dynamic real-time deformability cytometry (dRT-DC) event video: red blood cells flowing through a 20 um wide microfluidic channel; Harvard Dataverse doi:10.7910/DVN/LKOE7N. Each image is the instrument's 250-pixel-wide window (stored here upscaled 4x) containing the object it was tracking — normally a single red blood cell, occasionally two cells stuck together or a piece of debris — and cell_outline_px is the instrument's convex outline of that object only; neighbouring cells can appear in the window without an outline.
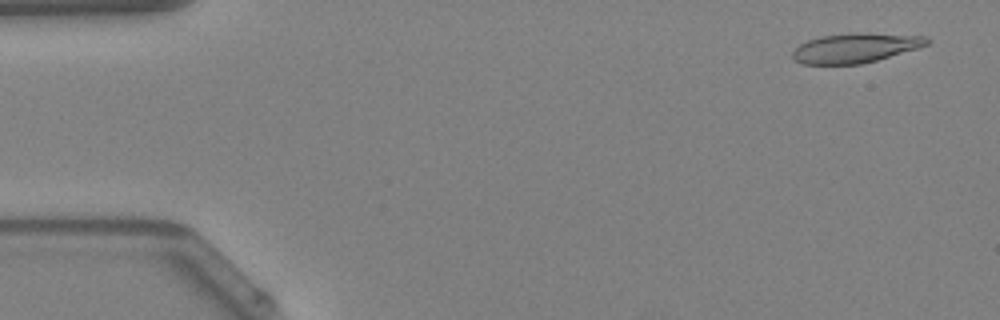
{"species": "Egyptian fruit bat (a non-hibernating species)", "species_latin": "Rousettus aegyptiacus", "temperature_condition": "warm", "stored_images_in_passage": 48, "camera_frame_rate_fps": 3000, "um_per_image_px": 0.085, "animal": {"sex": "female"}, "frame": {"image": 1, "passage_image": 3, "time_ms": 0.667, "image_size_px": [1000, 320], "cell_outline_px": [[932, 40], [928, 44], [916, 48], [876, 60], [860, 64], [804, 64], [796, 60], [792, 56], [792, 52], [800, 44], [808, 40], [820, 36], [852, 32], [868, 32], [928, 36]], "centroid_in_image_um": [72.73, 4.05], "position_along_channel_um": 12.3, "area_um2": 23.24}}
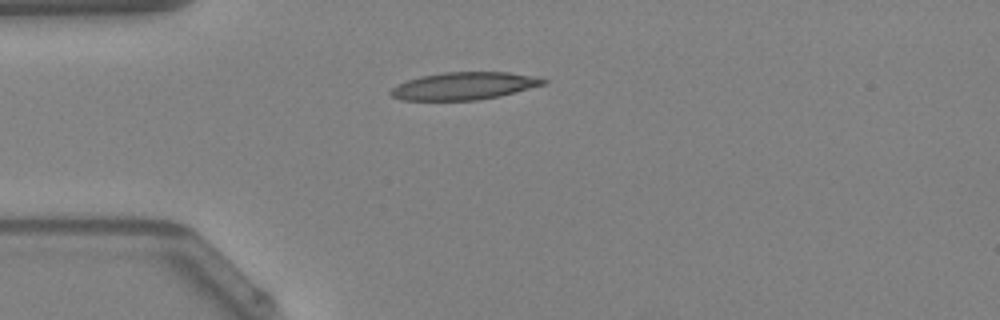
{"frame": {"image": 2, "passage_image": 13, "time_ms": 4.0, "image_size_px": [1000, 320], "cell_outline_px": [[548, 84], [500, 96], [480, 100], [400, 100], [392, 96], [388, 92], [396, 84], [420, 76], [444, 72], [508, 72], [540, 76], [548, 80]], "centroid_in_image_um": [39.5, 7.3], "position_along_channel_um": 45.5, "area_um2": 24.85}}
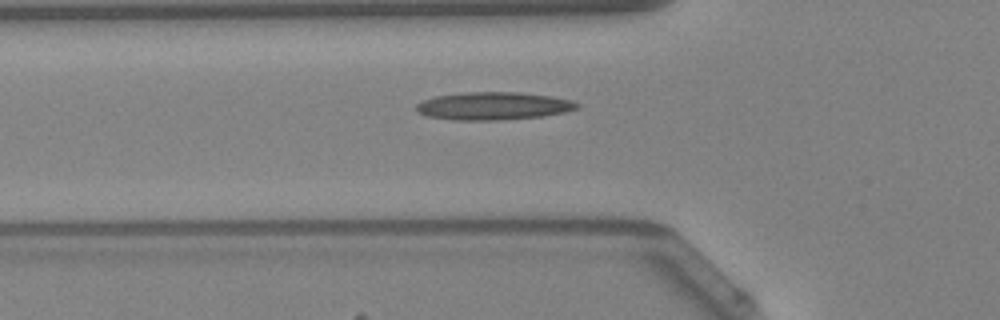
{"frame": {"image": 3, "passage_image": 17, "time_ms": 5.333, "image_size_px": [1000, 320], "cell_outline_px": [[580, 108], [564, 112], [544, 116], [500, 120], [456, 120], [428, 116], [420, 112], [416, 108], [416, 104], [424, 100], [436, 96], [460, 92], [520, 92], [552, 96], [572, 100], [580, 104]], "centroid_in_image_um": [41.99, 9.0], "position_along_channel_um": 83.8, "area_um2": 26.13}, "authors_computed_cell_mechanics": {"area_um2": 23.698, "velocity_mm_per_s": 4.2181, "shape_relaxation_time_tau1_ms": null, "shape_relaxation_time_tau2_ms": 4.8401, "deformation_change_tau1": null, "deformation_change_tau2": 0.164}}